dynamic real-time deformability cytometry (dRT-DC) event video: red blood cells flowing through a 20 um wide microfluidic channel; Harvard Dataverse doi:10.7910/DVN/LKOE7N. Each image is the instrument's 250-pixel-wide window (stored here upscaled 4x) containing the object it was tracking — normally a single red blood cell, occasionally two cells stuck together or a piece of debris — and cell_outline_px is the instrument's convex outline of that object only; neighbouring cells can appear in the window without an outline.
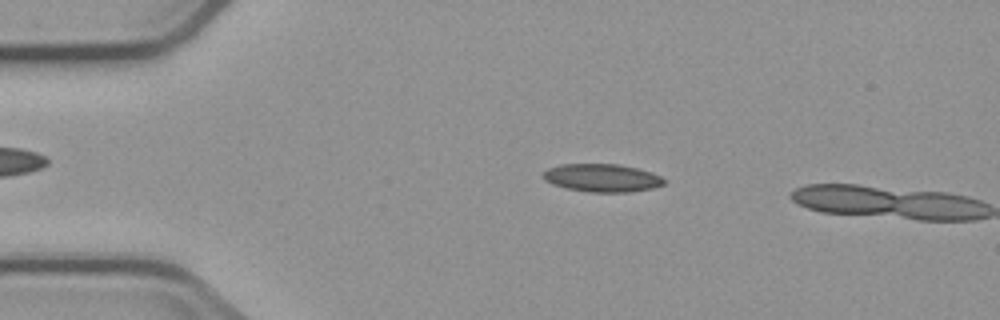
{"species": "common noctule bat (a hibernating species)", "species_latin": "Nyctalus noctula", "temperature_condition": "cold", "stored_images_in_passage": 3, "camera_frame_rate_fps": 3000, "um_per_image_px": 0.085, "animal": {"sex": "male", "body_mass_g": 23.1, "forearm_length_mm": 52.7}, "frame": {"image": 1, "passage_image": 1, "time_ms": 0.0, "image_size_px": [1000, 320], "cell_outline_px": [[664, 184], [652, 188], [628, 192], [588, 192], [568, 188], [552, 184], [544, 180], [540, 176], [548, 168], [560, 164], [620, 164], [652, 172], [660, 176], [664, 180]], "centroid_in_image_um": [51.14, 15.11], "position_along_channel_um": 33.9, "area_um2": 19.71}}